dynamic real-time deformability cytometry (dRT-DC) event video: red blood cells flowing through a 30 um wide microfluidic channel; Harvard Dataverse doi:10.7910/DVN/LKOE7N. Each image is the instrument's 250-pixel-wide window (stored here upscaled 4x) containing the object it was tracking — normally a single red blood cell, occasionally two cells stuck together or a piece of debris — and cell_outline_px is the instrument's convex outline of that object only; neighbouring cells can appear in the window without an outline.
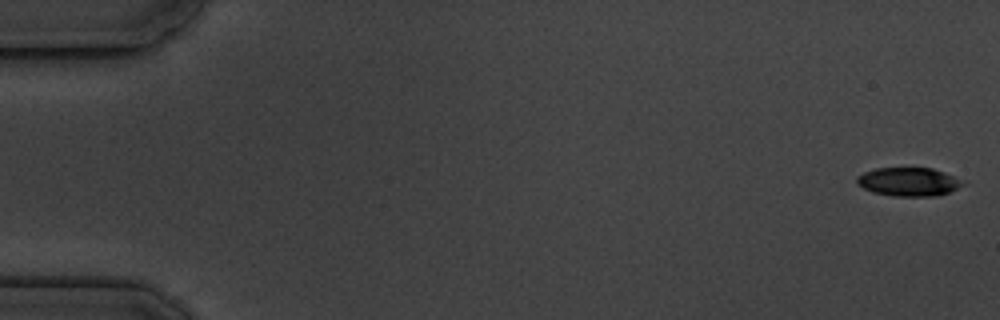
{"species": "common noctule bat (a hibernating species)", "species_latin": "Nyctalus noctula", "temperature_condition": "cold", "stored_images_in_passage": 5, "camera_frame_rate_fps": 3000, "um_per_image_px": 0.085, "animal": {"sex": "male", "body_mass_g": 19.5, "forearm_length_mm": 54.6}, "frame": {"image": 1, "passage_image": 1, "time_ms": 0.0, "image_size_px": [1000, 320], "cell_outline_px": [[968, 180], [964, 184], [948, 192], [936, 196], [892, 196], [872, 192], [856, 184], [856, 176], [864, 172], [876, 168], [932, 168]], "centroid_in_image_um": [77.25, 15.45], "position_along_channel_um": 7.8, "area_um2": 17.86}}
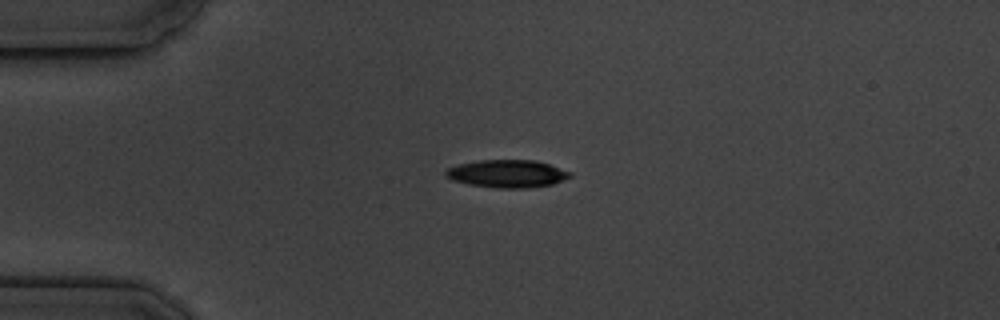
{"frame": {"image": 2, "passage_image": 4, "time_ms": 4.333, "image_size_px": [1000, 320], "cell_outline_px": [[572, 176], [552, 184], [528, 188], [496, 188], [468, 184], [452, 180], [444, 176], [444, 172], [448, 168], [456, 164], [480, 160], [536, 160], [572, 172]], "centroid_in_image_um": [43.08, 14.76], "position_along_channel_um": 41.9, "area_um2": 20.17}}